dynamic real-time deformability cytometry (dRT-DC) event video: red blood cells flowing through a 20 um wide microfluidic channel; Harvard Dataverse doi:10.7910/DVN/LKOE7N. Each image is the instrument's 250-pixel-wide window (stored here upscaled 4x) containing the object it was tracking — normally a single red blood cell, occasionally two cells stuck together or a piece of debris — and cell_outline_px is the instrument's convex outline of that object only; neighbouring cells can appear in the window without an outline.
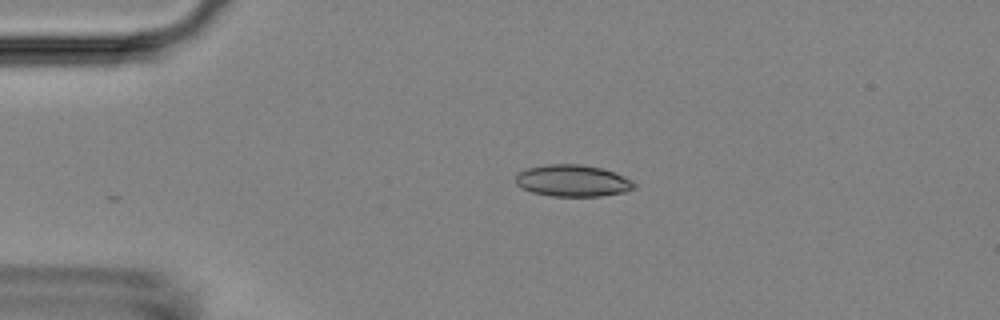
{"species": "Egyptian fruit bat (a non-hibernating species)", "species_latin": "Rousettus aegyptiacus", "temperature_condition": "room temperature", "stored_images_in_passage": 31, "camera_frame_rate_fps": 3000, "um_per_image_px": 0.085, "animal": {"sex": "female"}, "frame": {"image": 1, "passage_image": 1, "time_ms": 0.0, "image_size_px": [1000, 320], "cell_outline_px": [[636, 188], [624, 192], [600, 196], [552, 196], [532, 192], [520, 188], [516, 184], [516, 176], [520, 172], [528, 168], [548, 164], [580, 164], [600, 168], [624, 176], [632, 180], [636, 184]], "centroid_in_image_um": [48.68, 15.37], "position_along_channel_um": 36.3, "area_um2": 21.85}}
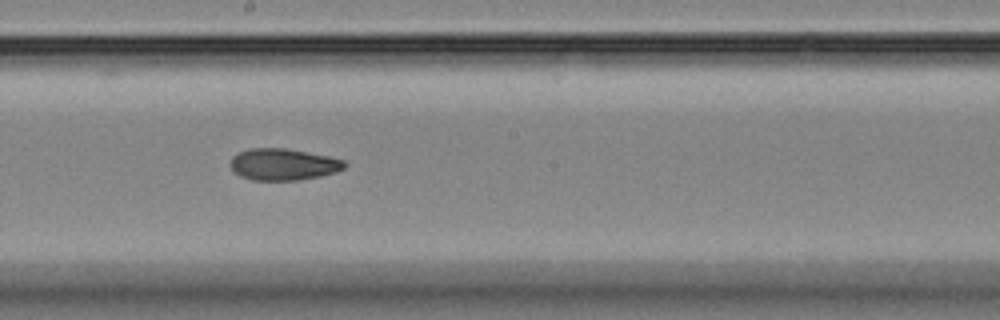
{"frame": {"image": 2, "passage_image": 19, "time_ms": 6.0, "image_size_px": [1000, 320], "cell_outline_px": [[348, 164], [344, 168], [336, 172], [320, 176], [296, 180], [252, 180], [240, 176], [228, 164], [232, 156], [240, 152], [252, 148], [284, 148], [328, 156], [344, 160]], "centroid_in_image_um": [24.07, 13.97], "position_along_channel_um": 224.1, "area_um2": 20.98}}
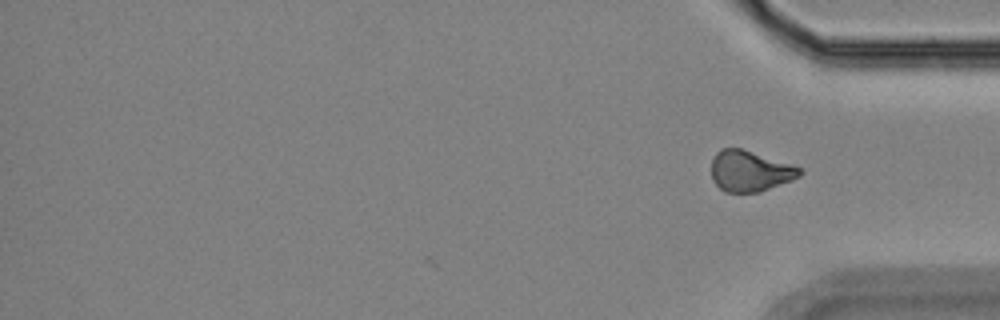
{"frame": {"image": 3, "passage_image": 31, "time_ms": 10.0, "image_size_px": [1000, 320], "cell_outline_px": [[804, 172], [800, 176], [792, 180], [760, 192], [724, 192], [712, 180], [712, 160], [716, 152], [720, 148], [740, 148], [800, 168]], "centroid_in_image_um": [63.71, 14.55], "position_along_channel_um": 371.5, "area_um2": 20.75}, "authors_computed_cell_mechanics": {"area_um2": 21.7328, "velocity_mm_per_s": 3.7137, "shape_relaxation_time_tau1_ms": 4.2659, "shape_relaxation_time_tau2_ms": 4.0157, "deformation_change_tau1": 0.1085, "deformation_change_tau2": 0.0961}}